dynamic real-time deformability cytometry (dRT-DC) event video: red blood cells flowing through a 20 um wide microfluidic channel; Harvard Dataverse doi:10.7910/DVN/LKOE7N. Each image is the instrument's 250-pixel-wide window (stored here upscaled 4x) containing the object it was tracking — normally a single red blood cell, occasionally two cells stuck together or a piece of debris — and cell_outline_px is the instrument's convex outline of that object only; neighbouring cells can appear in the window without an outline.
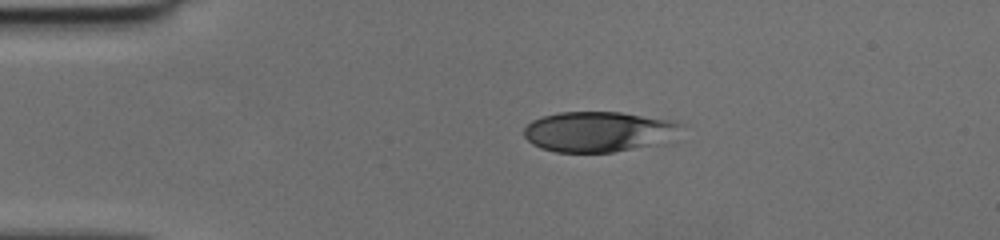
{"species": "human", "species_latin": "Homo sapiens", "temperature_condition": "cold", "stored_images_in_passage": 40, "camera_frame_rate_fps": 3000, "um_per_image_px": 0.085, "donor": {"sex": "female"}, "frame": {"image": 1, "passage_image": 1, "time_ms": 0.0, "image_size_px": [1000, 240], "cell_outline_px": [[680, 124], [644, 144], [612, 152], [556, 152], [540, 148], [532, 144], [524, 136], [524, 128], [532, 120], [544, 116], [560, 112], [620, 112], [668, 120]], "centroid_in_image_um": [50.5, 11.16], "position_along_channel_um": 34.5, "area_um2": 34.51}}
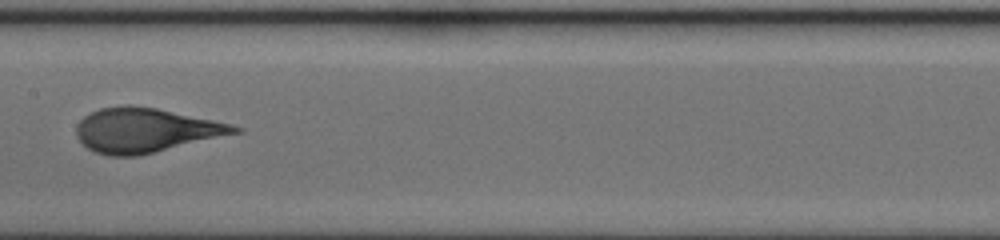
{"frame": {"image": 2, "passage_image": 16, "time_ms": 5.0, "image_size_px": [1000, 240], "cell_outline_px": [[244, 132], [136, 156], [108, 156], [96, 152], [88, 148], [76, 136], [76, 128], [80, 120], [84, 116], [100, 108], [128, 104], [156, 108], [232, 124], [244, 128]], "centroid_in_image_um": [12.39, 11.07], "position_along_channel_um": 195.0, "area_um2": 40.81}}
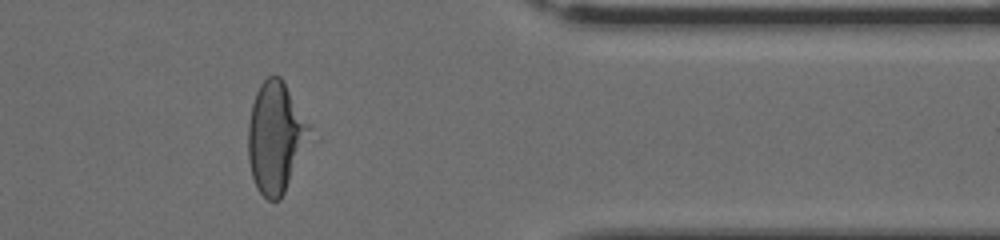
{"frame": {"image": 3, "passage_image": 31, "time_ms": 10.0, "image_size_px": [1000, 240], "cell_outline_px": [[320, 140], [280, 200], [268, 200], [256, 188], [252, 176], [248, 160], [248, 124], [252, 104], [256, 92], [260, 84], [268, 76], [280, 76]], "centroid_in_image_um": [23.59, 11.78], "position_along_channel_um": 387.8, "area_um2": 42.31}}